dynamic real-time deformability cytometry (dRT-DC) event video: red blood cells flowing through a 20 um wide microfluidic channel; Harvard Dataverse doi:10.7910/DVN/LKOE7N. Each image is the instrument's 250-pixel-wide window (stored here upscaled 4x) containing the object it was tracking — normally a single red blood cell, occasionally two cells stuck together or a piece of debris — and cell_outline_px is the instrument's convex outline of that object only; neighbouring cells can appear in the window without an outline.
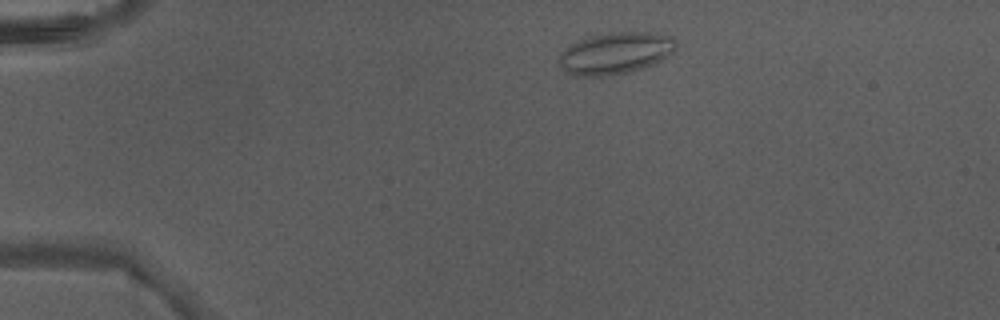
{"species": "Egyptian fruit bat (a non-hibernating species)", "species_latin": "Rousettus aegyptiacus", "temperature_condition": "warm", "stored_images_in_passage": 4, "camera_frame_rate_fps": 3000, "um_per_image_px": 0.085, "animal": {"sex": "male"}, "frame": {"image": 1, "passage_image": 1, "time_ms": 0.0, "image_size_px": [1000, 320], "cell_outline_px": [[676, 48], [668, 56], [652, 64], [628, 72], [600, 76], [576, 76], [564, 72], [560, 68], [560, 52], [576, 40], [588, 36], [608, 32], [648, 32], [672, 36], [676, 40]], "centroid_in_image_um": [52.27, 4.5], "position_along_channel_um": 32.7, "area_um2": 28.55}}
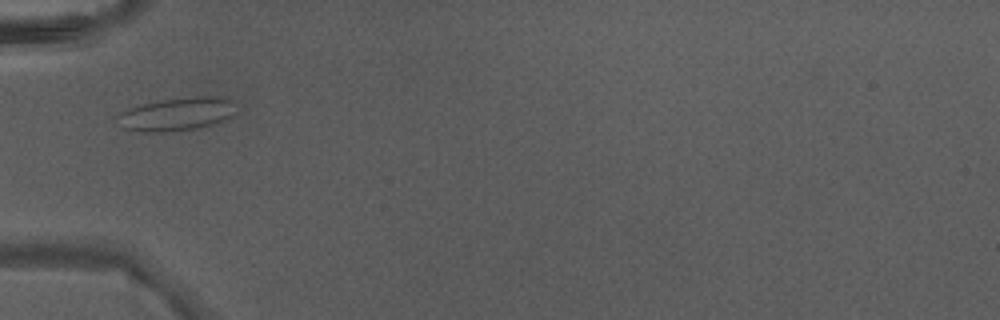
{"frame": {"image": 2, "passage_image": 3, "time_ms": 0.667, "image_size_px": [1000, 320], "cell_outline_px": [[236, 112], [232, 116], [208, 124], [192, 128], [160, 132], [148, 132], [124, 128], [112, 120], [120, 112], [128, 108], [144, 104], [164, 100], [196, 96], [228, 96], [232, 100]], "centroid_in_image_um": [14.99, 9.67], "position_along_channel_um": 70.0, "area_um2": 22.66}}